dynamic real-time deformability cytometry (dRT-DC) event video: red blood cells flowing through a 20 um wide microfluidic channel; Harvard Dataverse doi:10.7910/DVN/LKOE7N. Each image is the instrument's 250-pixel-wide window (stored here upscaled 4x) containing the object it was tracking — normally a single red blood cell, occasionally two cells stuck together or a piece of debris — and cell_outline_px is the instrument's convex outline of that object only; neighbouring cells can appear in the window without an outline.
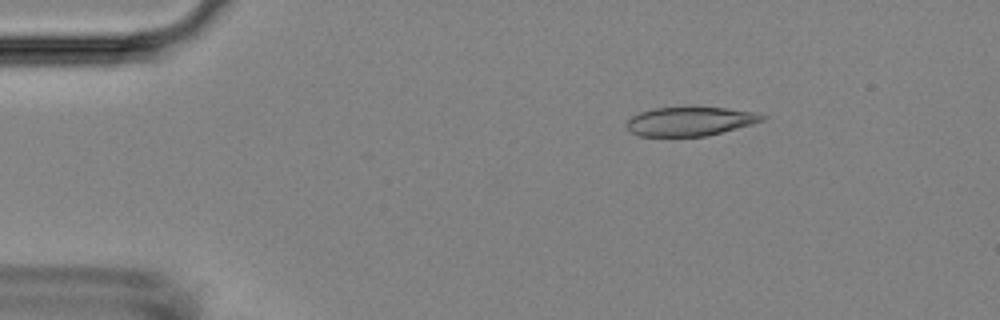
{"species": "Egyptian fruit bat (a non-hibernating species)", "species_latin": "Rousettus aegyptiacus", "temperature_condition": "room temperature", "stored_images_in_passage": 46, "camera_frame_rate_fps": 3000, "um_per_image_px": 0.085, "animal": {"sex": "female"}, "frame": {"image": 1, "passage_image": 1, "time_ms": 0.0, "image_size_px": [1000, 320], "cell_outline_px": [[768, 116], [764, 120], [752, 124], [708, 136], [640, 136], [632, 132], [628, 128], [628, 120], [632, 116], [640, 112], [652, 108], [728, 108], [756, 112]], "centroid_in_image_um": [58.7, 10.32], "position_along_channel_um": 26.3, "area_um2": 22.66}}
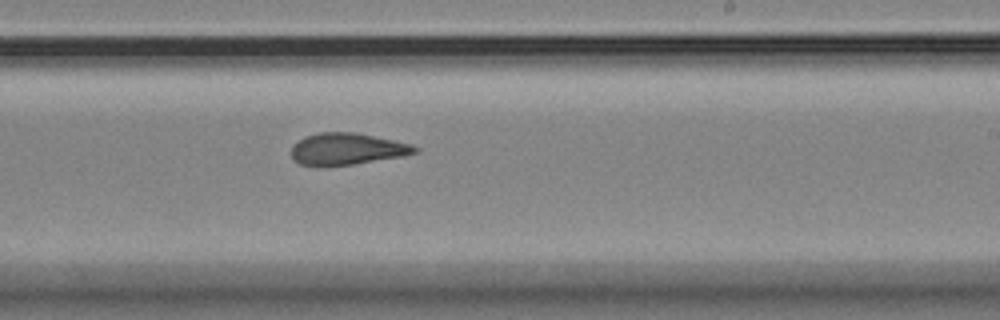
{"frame": {"image": 2, "passage_image": 25, "time_ms": 8.0, "image_size_px": [1000, 320], "cell_outline_px": [[420, 152], [404, 156], [328, 168], [316, 168], [300, 164], [292, 160], [292, 148], [304, 136], [320, 132], [356, 132], [412, 144], [420, 148]], "centroid_in_image_um": [29.5, 12.69], "position_along_channel_um": 259.5, "area_um2": 23.47}}
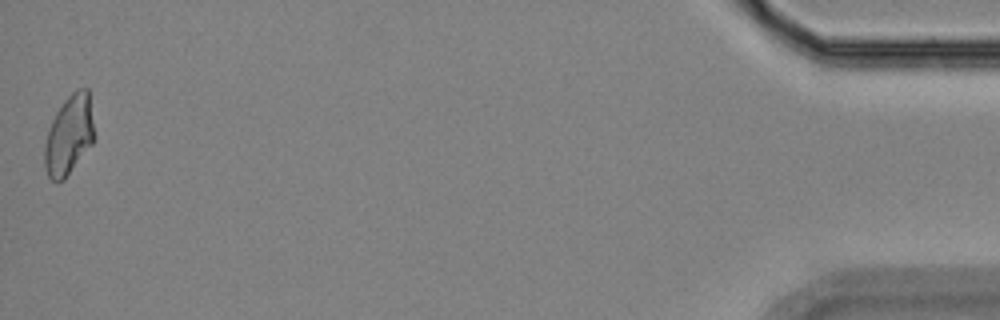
{"frame": {"image": 3, "passage_image": 46, "time_ms": 15.0, "image_size_px": [1000, 320], "cell_outline_px": [[96, 136], [92, 144], [64, 180], [52, 180], [48, 176], [44, 168], [44, 144], [48, 128], [56, 112], [64, 100], [76, 88], [88, 88]], "centroid_in_image_um": [5.88, 11.47], "position_along_channel_um": 429.3, "area_um2": 23.29}, "authors_computed_cell_mechanics": {"area_um2": 23.3223, "velocity_mm_per_s": 3.7046, "shape_relaxation_time_tau1_ms": 8.8786, "shape_relaxation_time_tau2_ms": 2.3963, "deformation_change_tau1": 0.1959, "deformation_change_tau2": 0.1056}}